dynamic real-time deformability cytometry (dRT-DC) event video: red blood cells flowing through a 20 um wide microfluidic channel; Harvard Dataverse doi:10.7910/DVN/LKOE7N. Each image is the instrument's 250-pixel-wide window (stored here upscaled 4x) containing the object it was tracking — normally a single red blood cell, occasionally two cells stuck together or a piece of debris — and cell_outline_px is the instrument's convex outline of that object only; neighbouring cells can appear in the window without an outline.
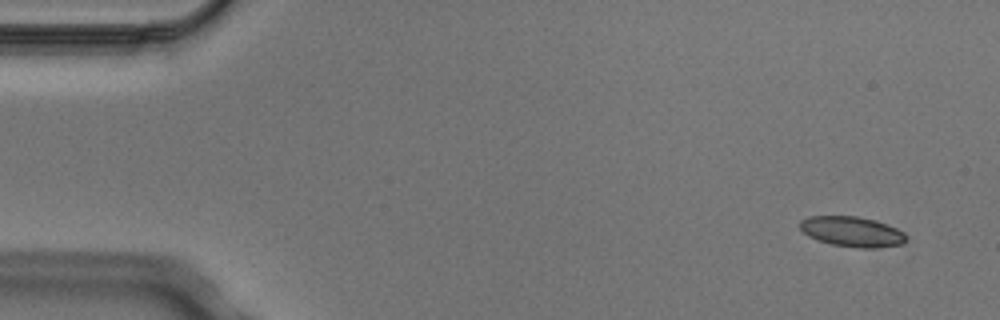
{"species": "Egyptian fruit bat (a non-hibernating species)", "species_latin": "Rousettus aegyptiacus", "temperature_condition": "cold", "stored_images_in_passage": 4, "camera_frame_rate_fps": 3000, "um_per_image_px": 0.085, "animal": {"sex": "male"}, "frame": {"image": 1, "passage_image": 1, "time_ms": 0.0, "image_size_px": [1000, 320], "cell_outline_px": [[908, 236], [900, 244], [876, 248], [856, 248], [832, 244], [808, 236], [800, 228], [800, 220], [808, 216], [856, 216], [876, 220], [896, 228], [904, 232]], "centroid_in_image_um": [72.42, 19.68], "position_along_channel_um": 12.6, "area_um2": 18.61}}
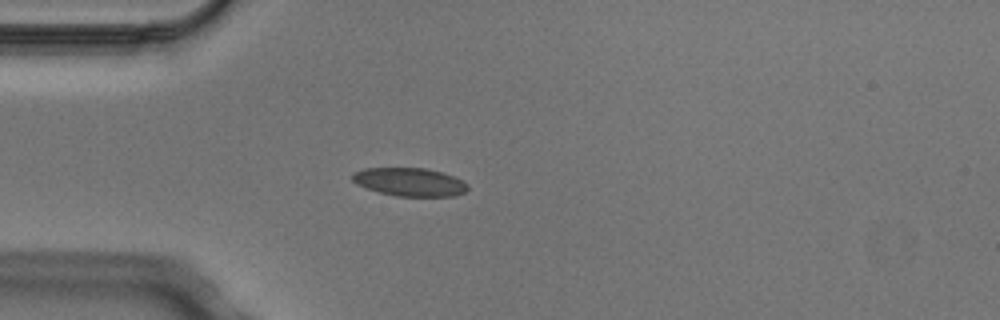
{"frame": {"image": 2, "passage_image": 4, "time_ms": 1.0, "image_size_px": [1000, 320], "cell_outline_px": [[468, 188], [464, 192], [456, 196], [396, 196], [380, 192], [356, 184], [352, 180], [352, 172], [364, 168], [428, 168], [464, 180], [468, 184]], "centroid_in_image_um": [34.83, 15.46], "position_along_channel_um": 50.2, "area_um2": 19.02}}